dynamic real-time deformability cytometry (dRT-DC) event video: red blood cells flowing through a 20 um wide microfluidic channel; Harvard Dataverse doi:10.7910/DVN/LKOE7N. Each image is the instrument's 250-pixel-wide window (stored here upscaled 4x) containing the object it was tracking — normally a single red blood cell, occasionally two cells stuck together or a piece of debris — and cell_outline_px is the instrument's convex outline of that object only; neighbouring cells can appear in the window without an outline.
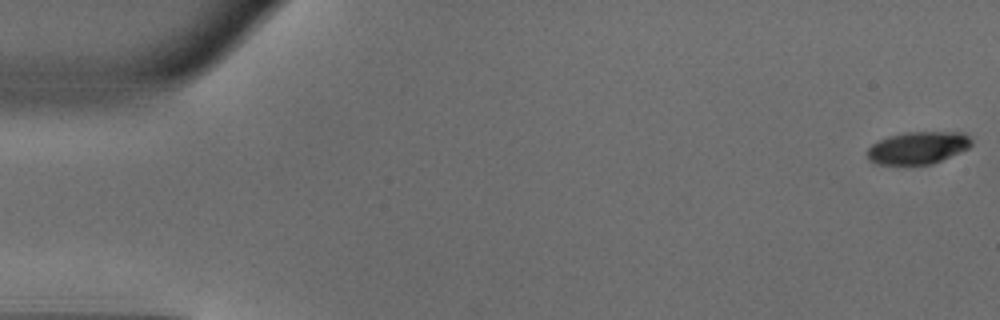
{"species": "common noctule bat (a hibernating species)", "species_latin": "Nyctalus noctula", "temperature_condition": "warm", "stored_images_in_passage": 50, "camera_frame_rate_fps": 3000, "um_per_image_px": 0.085, "animal": {"sex": "male", "body_mass_g": 18.8}, "frame": {"image": 1, "passage_image": 1, "time_ms": 0.0, "image_size_px": [1000, 320], "cell_outline_px": [[972, 144], [968, 148], [932, 164], [876, 164], [868, 160], [868, 148], [872, 144], [888, 136], [904, 132], [964, 132], [972, 140]], "centroid_in_image_um": [78.02, 12.55], "position_along_channel_um": 7.0, "area_um2": 19.54}}
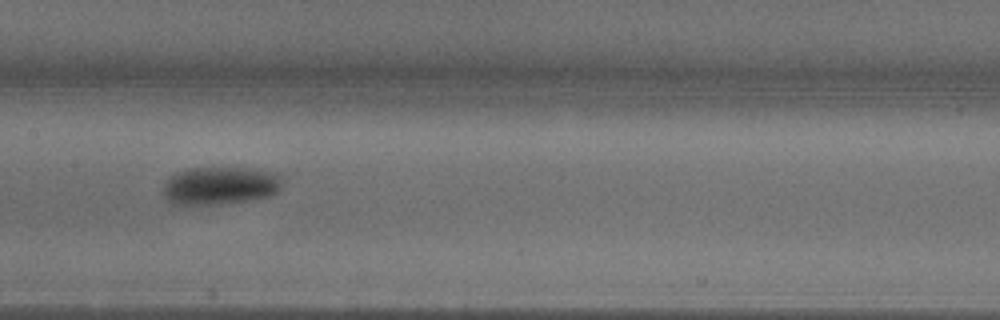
{"frame": {"image": 2, "passage_image": 25, "time_ms": 8.0, "image_size_px": [1000, 320], "cell_outline_px": [[280, 188], [276, 192], [268, 196], [220, 204], [172, 204], [164, 196], [164, 184], [168, 176], [188, 168], [248, 168], [276, 172], [280, 176]], "centroid_in_image_um": [18.67, 15.76], "position_along_channel_um": 188.7, "area_um2": 26.07}}
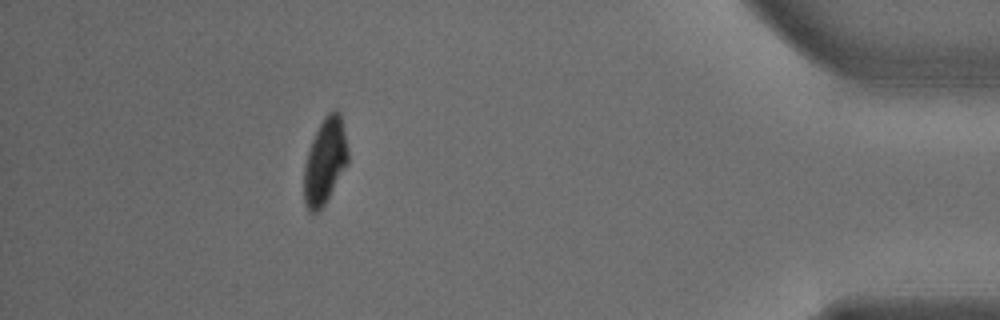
{"frame": {"image": 3, "passage_image": 45, "time_ms": 14.667, "image_size_px": [1000, 320], "cell_outline_px": [[348, 164], [324, 204], [316, 212], [308, 212], [304, 204], [304, 164], [312, 140], [324, 116], [328, 112], [336, 108], [340, 112], [348, 148]], "centroid_in_image_um": [27.63, 13.68], "position_along_channel_um": 407.6, "area_um2": 21.96}, "authors_computed_cell_mechanics": {"area_um2": 23.2934, "velocity_mm_per_s": 4.0567, "shape_relaxation_time_tau1_ms": 1.8257, "shape_relaxation_time_tau2_ms": null, "deformation_change_tau1": 0.1188, "deformation_change_tau2": null}}